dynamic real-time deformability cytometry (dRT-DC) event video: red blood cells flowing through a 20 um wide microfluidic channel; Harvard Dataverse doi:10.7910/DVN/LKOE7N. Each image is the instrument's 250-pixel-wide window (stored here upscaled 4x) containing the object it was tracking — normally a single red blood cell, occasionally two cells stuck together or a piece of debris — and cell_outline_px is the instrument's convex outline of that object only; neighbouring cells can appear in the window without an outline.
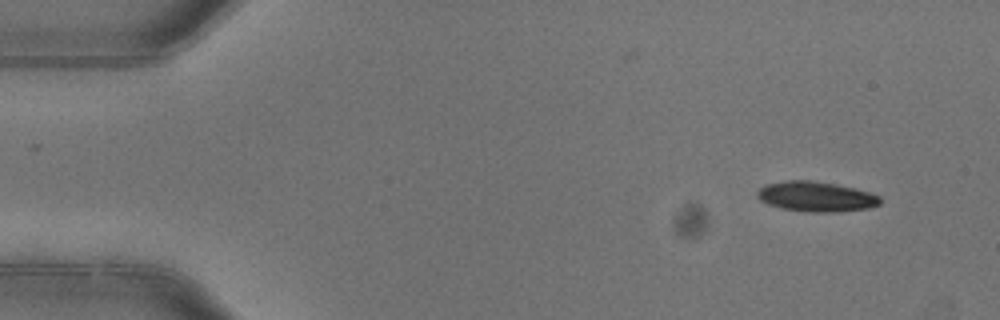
{"species": "common noctule bat (a hibernating species)", "species_latin": "Nyctalus noctula", "temperature_condition": "warm", "stored_images_in_passage": 4, "camera_frame_rate_fps": 3000, "um_per_image_px": 0.085, "animal": {"sex": "female"}, "frame": {"image": 1, "passage_image": 1, "time_ms": 0.0, "image_size_px": [1000, 320], "cell_outline_px": [[880, 204], [868, 208], [836, 212], [804, 212], [780, 208], [768, 204], [760, 200], [756, 196], [756, 192], [764, 184], [788, 180], [812, 180], [836, 184], [856, 188], [880, 196]], "centroid_in_image_um": [69.33, 16.71], "position_along_channel_um": 15.7, "area_um2": 21.73}}
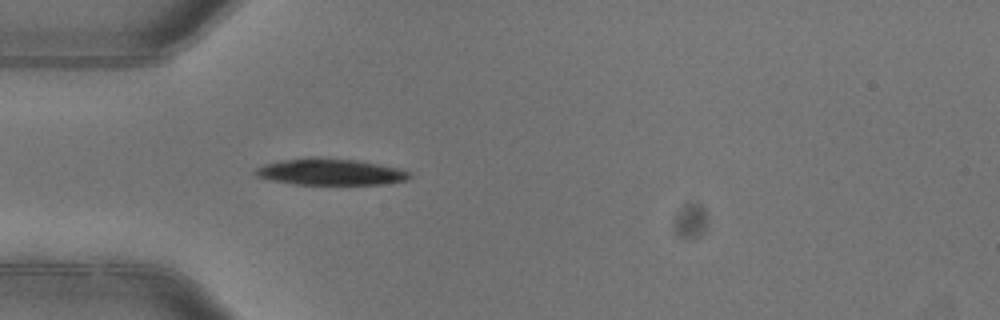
{"frame": {"image": 2, "passage_image": 4, "time_ms": 1.0, "image_size_px": [1000, 320], "cell_outline_px": [[412, 176], [408, 180], [384, 184], [292, 184], [272, 180], [256, 176], [252, 172], [256, 168], [264, 164], [280, 160], [308, 156], [320, 156], [356, 160], [380, 164], [400, 168], [408, 172]], "centroid_in_image_um": [28.05, 14.59], "position_along_channel_um": 56.9, "area_um2": 24.16}}